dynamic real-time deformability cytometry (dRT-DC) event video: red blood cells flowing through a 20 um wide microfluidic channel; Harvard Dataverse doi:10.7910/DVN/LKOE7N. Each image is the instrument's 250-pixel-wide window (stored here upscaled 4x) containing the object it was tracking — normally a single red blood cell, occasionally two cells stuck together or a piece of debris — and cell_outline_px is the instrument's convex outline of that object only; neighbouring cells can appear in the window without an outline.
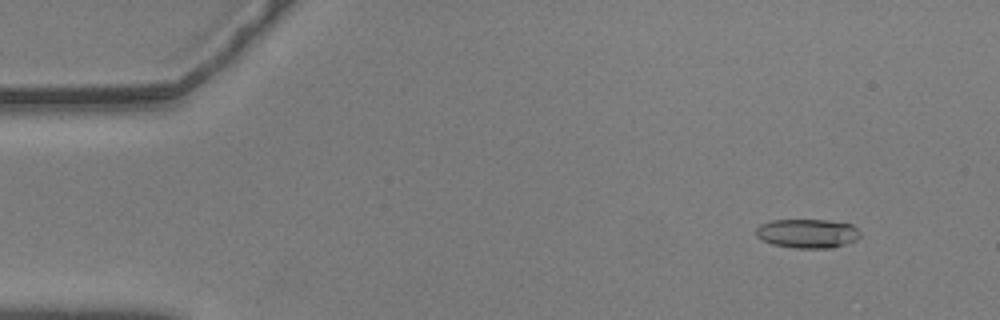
{"species": "common noctule bat (a hibernating species)", "species_latin": "Nyctalus noctula", "temperature_condition": "warm", "stored_images_in_passage": 30, "camera_frame_rate_fps": 3000, "um_per_image_px": 0.085, "animal": {"sex": "male", "body_mass_g": 20.5, "forearm_length_mm": 52.5}, "frame": {"image": 1, "passage_image": 6, "time_ms": 1.667, "image_size_px": [1000, 320], "cell_outline_px": [[860, 236], [856, 240], [832, 248], [796, 248], [772, 244], [756, 236], [756, 228], [760, 224], [772, 220], [828, 220], [852, 224], [860, 232]], "centroid_in_image_um": [68.64, 19.84], "position_along_channel_um": 16.4, "area_um2": 17.63}}
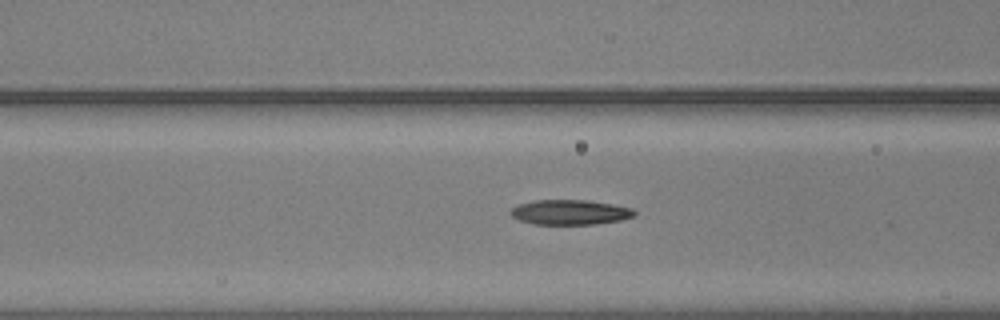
{"frame": {"image": 2, "passage_image": 23, "time_ms": 7.333, "image_size_px": [1000, 320], "cell_outline_px": [[636, 216], [620, 220], [596, 224], [536, 224], [520, 220], [512, 216], [508, 212], [516, 204], [536, 200], [584, 200], [612, 204], [632, 208], [636, 212]], "centroid_in_image_um": [48.44, 18.04], "position_along_channel_um": 118.2, "area_um2": 17.98}}
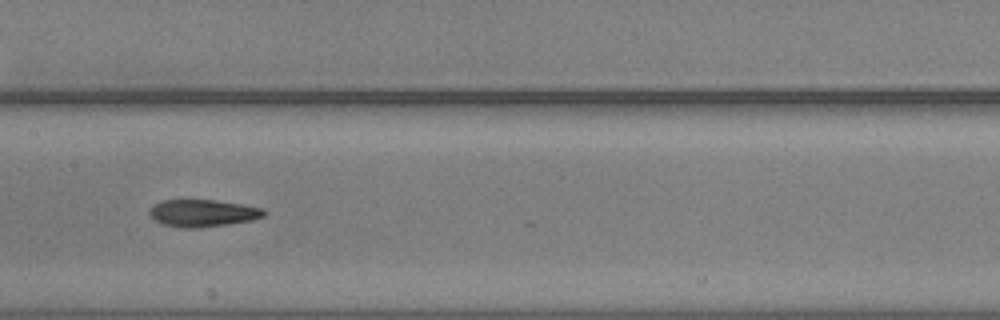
{"frame": {"image": 3, "passage_image": 29, "time_ms": 9.333, "image_size_px": [1000, 320], "cell_outline_px": [[268, 212], [264, 216], [252, 220], [228, 224], [200, 228], [180, 228], [164, 224], [156, 220], [148, 212], [152, 204], [160, 200], [216, 200], [264, 208]], "centroid_in_image_um": [17.24, 18.11], "position_along_channel_um": 190.2, "area_um2": 18.26}}